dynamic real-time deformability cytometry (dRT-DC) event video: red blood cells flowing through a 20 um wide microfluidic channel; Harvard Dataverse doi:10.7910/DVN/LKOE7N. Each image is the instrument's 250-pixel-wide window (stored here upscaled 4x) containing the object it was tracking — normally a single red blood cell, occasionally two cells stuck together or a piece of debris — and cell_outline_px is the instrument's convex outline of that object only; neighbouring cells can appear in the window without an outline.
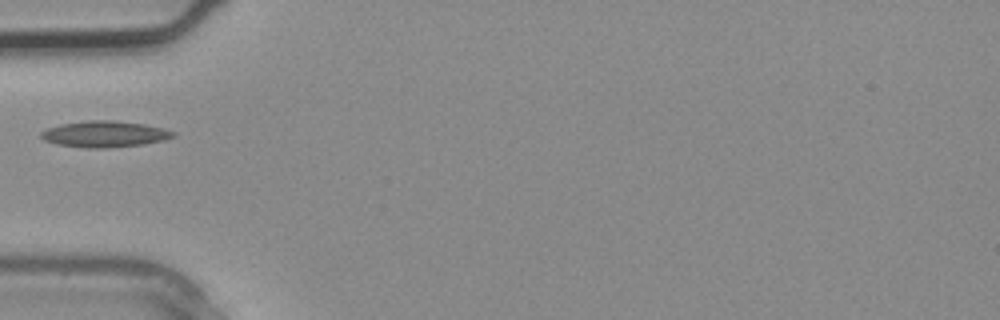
{"species": "common noctule bat (a hibernating species)", "species_latin": "Nyctalus noctula", "temperature_condition": "warm", "stored_images_in_passage": 1, "camera_frame_rate_fps": 3000, "um_per_image_px": 0.085, "animal": {"sex": "male", "body_mass_g": 20.4}, "frame": {"image": 1, "passage_image": 1, "time_ms": 0.0, "image_size_px": [1000, 320], "cell_outline_px": [[176, 136], [164, 140], [144, 144], [104, 148], [84, 148], [56, 144], [44, 140], [40, 136], [40, 132], [48, 128], [60, 124], [88, 120], [112, 120], [144, 124], [164, 128], [176, 132]], "centroid_in_image_um": [8.9, 11.39], "position_along_channel_um": 76.1, "area_um2": 20.29}}